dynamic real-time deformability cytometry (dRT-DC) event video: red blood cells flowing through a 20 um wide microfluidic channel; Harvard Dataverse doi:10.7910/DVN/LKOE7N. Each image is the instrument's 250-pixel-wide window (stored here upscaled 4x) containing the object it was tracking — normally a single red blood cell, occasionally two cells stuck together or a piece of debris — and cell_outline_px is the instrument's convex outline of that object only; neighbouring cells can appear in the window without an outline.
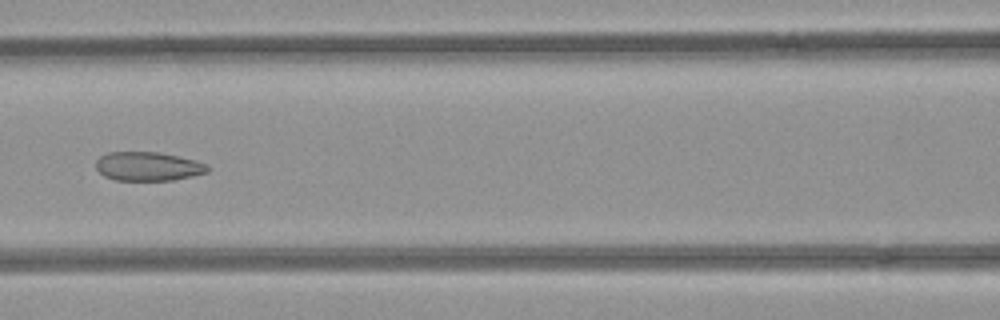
{"species": "common noctule bat (a hibernating species)", "species_latin": "Nyctalus noctula", "temperature_condition": "room temperature", "stored_images_in_passage": 6, "camera_frame_rate_fps": 3000, "um_per_image_px": 0.085, "animal": {"sex": "female", "body_mass_g": 21.9}, "frame": {"image": 1, "passage_image": 6, "time_ms": 1.667, "image_size_px": [1000, 320], "cell_outline_px": [[208, 172], [192, 176], [172, 180], [116, 180], [104, 176], [96, 168], [96, 160], [100, 156], [108, 152], [160, 152], [196, 160], [208, 164]], "centroid_in_image_um": [12.59, 14.13], "position_along_channel_um": 154.0, "area_um2": 18.84}}